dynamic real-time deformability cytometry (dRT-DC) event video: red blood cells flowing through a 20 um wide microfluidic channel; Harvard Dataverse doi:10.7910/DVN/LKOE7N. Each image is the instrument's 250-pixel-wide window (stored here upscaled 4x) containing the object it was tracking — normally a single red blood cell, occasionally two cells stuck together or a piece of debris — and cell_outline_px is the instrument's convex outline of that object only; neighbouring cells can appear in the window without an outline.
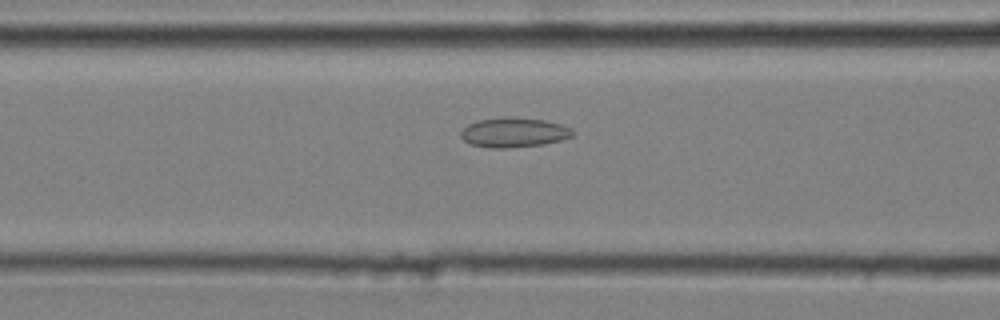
{"species": "common noctule bat (a hibernating species)", "species_latin": "Nyctalus noctula", "temperature_condition": "cold", "stored_images_in_passage": 35, "camera_frame_rate_fps": 3000, "um_per_image_px": 0.085, "animal": {"sex": "male", "body_mass_g": 20.4}, "frame": {"image": 1, "passage_image": 8, "time_ms": 2.333, "image_size_px": [1000, 320], "cell_outline_px": [[576, 132], [572, 136], [560, 140], [544, 144], [508, 148], [488, 148], [468, 144], [460, 136], [460, 132], [468, 124], [480, 120], [504, 116], [508, 116], [544, 120], [560, 124], [572, 128]], "centroid_in_image_um": [43.67, 11.26], "position_along_channel_um": 122.9, "area_um2": 19.54}}
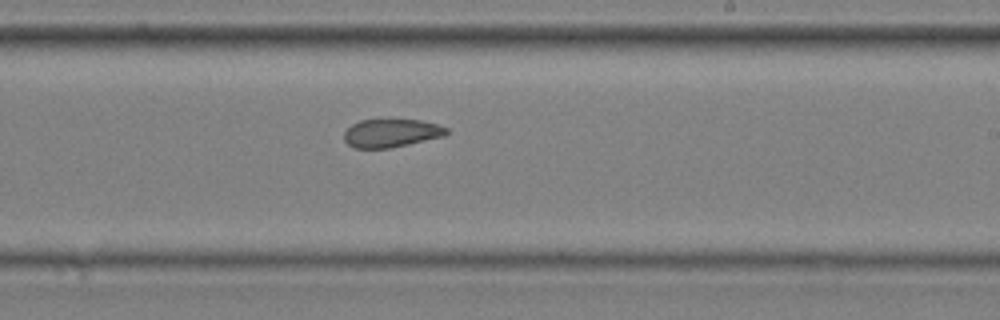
{"frame": {"image": 2, "passage_image": 19, "time_ms": 6.0, "image_size_px": [1000, 320], "cell_outline_px": [[448, 132], [444, 136], [408, 144], [388, 148], [352, 148], [344, 140], [344, 132], [352, 124], [360, 120], [420, 120], [436, 124], [448, 128]], "centroid_in_image_um": [33.23, 11.32], "position_along_channel_um": 255.8, "area_um2": 16.7}}
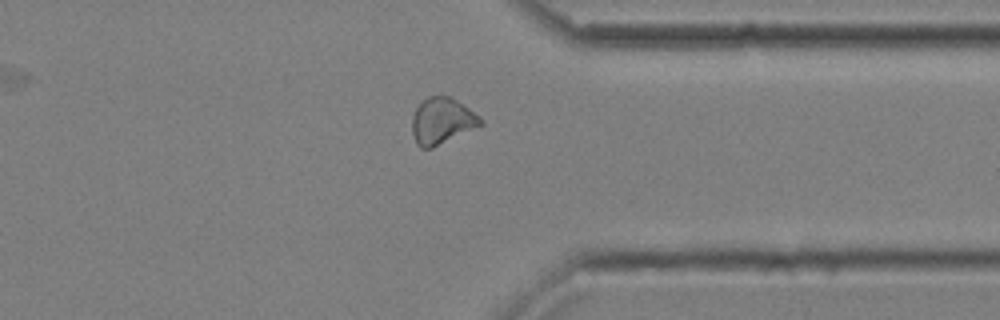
{"frame": {"image": 3, "passage_image": 29, "time_ms": 9.333, "image_size_px": [1000, 320], "cell_outline_px": [[484, 124], [432, 148], [420, 148], [416, 144], [412, 136], [412, 116], [420, 100], [428, 96], [452, 96], [480, 116], [484, 120]], "centroid_in_image_um": [37.55, 10.27], "position_along_channel_um": 373.8, "area_um2": 18.79}, "authors_computed_cell_mechanics": {"area_um2": 18.3804, "velocity_mm_per_s": 3.6286, "shape_relaxation_time_tau1_ms": null, "shape_relaxation_time_tau2_ms": 3.2402, "deformation_change_tau1": null, "deformation_change_tau2": 0.0874}}